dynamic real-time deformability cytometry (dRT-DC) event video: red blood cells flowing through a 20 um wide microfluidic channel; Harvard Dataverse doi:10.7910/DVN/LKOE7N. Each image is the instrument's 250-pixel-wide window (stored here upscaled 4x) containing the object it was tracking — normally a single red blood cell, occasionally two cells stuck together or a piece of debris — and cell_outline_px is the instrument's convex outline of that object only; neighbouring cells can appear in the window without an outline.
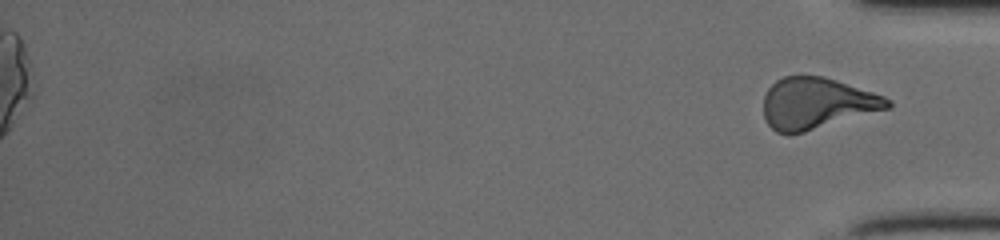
{"species": "human", "species_latin": "Homo sapiens", "temperature_condition": "cold", "stored_images_in_passage": 52, "segment_of_instrument_passage": [2, 2], "camera_frame_rate_fps": 3000, "um_per_image_px": 0.085, "donor": {"sex": "female"}, "frame": {"image": 1, "passage_image": 52, "time_ms": 17.0, "image_size_px": [1000, 240], "cell_outline_px": [[892, 108], [804, 132], [788, 136], [776, 132], [764, 120], [764, 96], [768, 88], [776, 80], [784, 76], [824, 76], [884, 96], [892, 100]], "centroid_in_image_um": [69.42, 8.8], "position_along_channel_um": 365.8, "area_um2": 37.4}}